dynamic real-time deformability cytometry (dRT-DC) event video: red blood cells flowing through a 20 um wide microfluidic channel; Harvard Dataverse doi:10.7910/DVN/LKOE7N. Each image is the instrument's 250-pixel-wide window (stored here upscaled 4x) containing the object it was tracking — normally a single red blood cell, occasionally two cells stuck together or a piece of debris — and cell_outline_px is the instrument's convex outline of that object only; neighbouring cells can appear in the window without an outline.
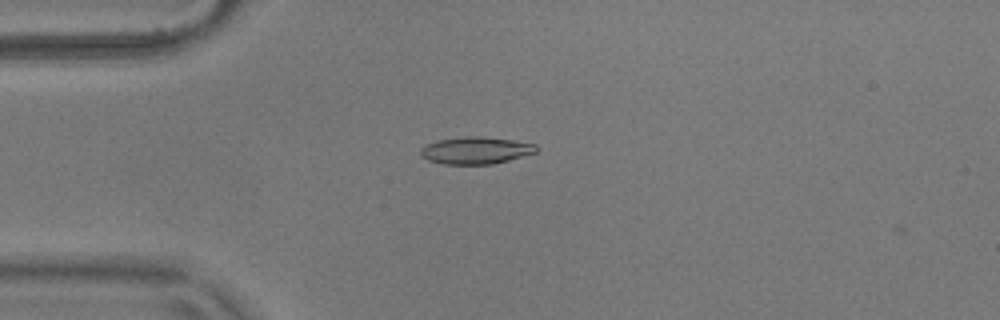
{"species": "common noctule bat (a hibernating species)", "species_latin": "Nyctalus noctula", "temperature_condition": "warm", "stored_images_in_passage": 4, "camera_frame_rate_fps": 3000, "um_per_image_px": 0.085, "animal": {"sex": "male", "body_mass_g": 17.9}, "frame": {"image": 1, "passage_image": 2, "time_ms": 0.333, "image_size_px": [1000, 320], "cell_outline_px": [[540, 148], [536, 152], [508, 160], [492, 164], [444, 164], [428, 160], [420, 156], [420, 148], [424, 144], [440, 140], [468, 136], [476, 136], [512, 140], [536, 144]], "centroid_in_image_um": [40.42, 12.79], "position_along_channel_um": 44.6, "area_um2": 18.21}}